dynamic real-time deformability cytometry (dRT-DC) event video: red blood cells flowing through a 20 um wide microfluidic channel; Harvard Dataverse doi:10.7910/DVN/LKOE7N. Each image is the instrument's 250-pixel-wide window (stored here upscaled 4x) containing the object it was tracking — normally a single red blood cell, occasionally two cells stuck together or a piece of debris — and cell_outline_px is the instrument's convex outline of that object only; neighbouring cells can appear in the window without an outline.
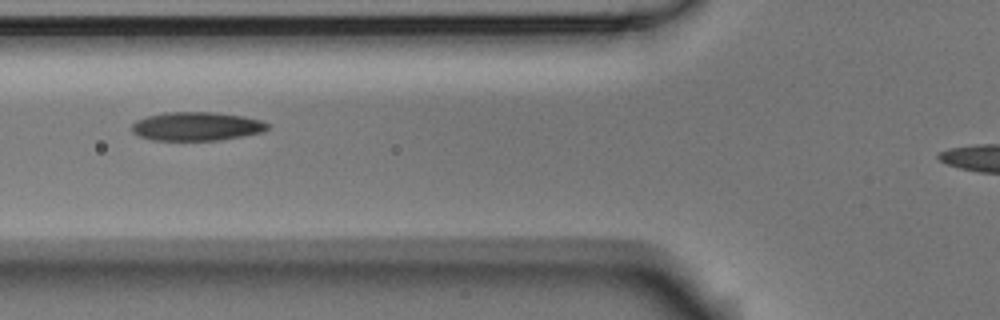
{"species": "Egyptian fruit bat (a non-hibernating species)", "species_latin": "Rousettus aegyptiacus", "temperature_condition": "room temperature", "stored_images_in_passage": 4, "camera_frame_rate_fps": 3000, "um_per_image_px": 0.085, "animal": {"sex": "male"}, "frame": {"image": 1, "passage_image": 2, "time_ms": 0.333, "image_size_px": [1000, 320], "cell_outline_px": [[268, 128], [264, 132], [220, 140], [152, 140], [140, 136], [132, 132], [132, 124], [136, 120], [148, 116], [164, 112], [216, 112], [244, 116], [260, 120], [268, 124]], "centroid_in_image_um": [16.71, 10.73], "position_along_channel_um": 109.1, "area_um2": 22.72}}
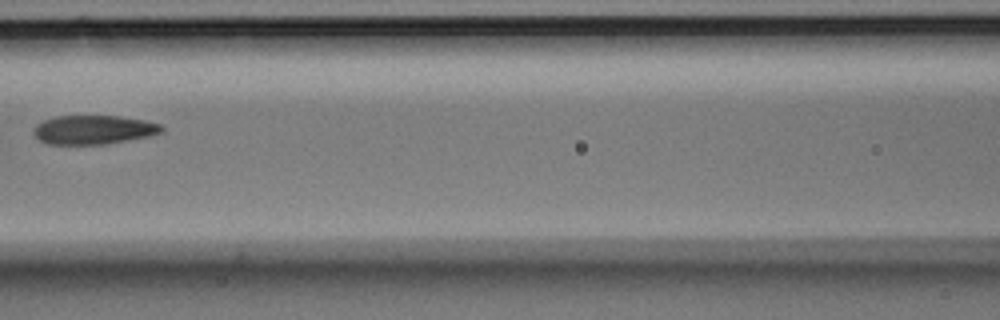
{"frame": {"image": 2, "passage_image": 3, "time_ms": 0.667, "image_size_px": [1000, 320], "cell_outline_px": [[164, 132], [148, 136], [104, 144], [48, 144], [40, 140], [32, 132], [32, 128], [36, 124], [44, 120], [56, 116], [116, 116], [144, 120], [160, 124], [164, 128]], "centroid_in_image_um": [7.93, 11.02], "position_along_channel_um": 158.7, "area_um2": 21.5}}
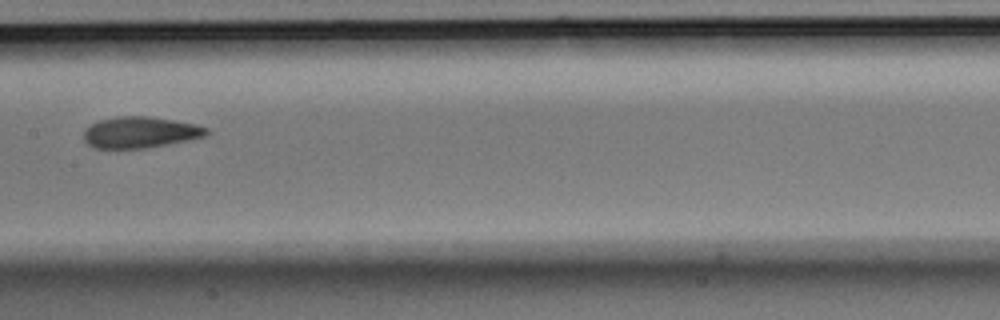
{"frame": {"image": 3, "passage_image": 4, "time_ms": 1.0, "image_size_px": [1000, 320], "cell_outline_px": [[208, 132], [204, 136], [144, 148], [96, 148], [88, 144], [84, 140], [84, 132], [92, 124], [100, 120], [116, 116], [148, 116], [196, 124], [208, 128]], "centroid_in_image_um": [11.89, 11.23], "position_along_channel_um": 195.5, "area_um2": 21.85}}